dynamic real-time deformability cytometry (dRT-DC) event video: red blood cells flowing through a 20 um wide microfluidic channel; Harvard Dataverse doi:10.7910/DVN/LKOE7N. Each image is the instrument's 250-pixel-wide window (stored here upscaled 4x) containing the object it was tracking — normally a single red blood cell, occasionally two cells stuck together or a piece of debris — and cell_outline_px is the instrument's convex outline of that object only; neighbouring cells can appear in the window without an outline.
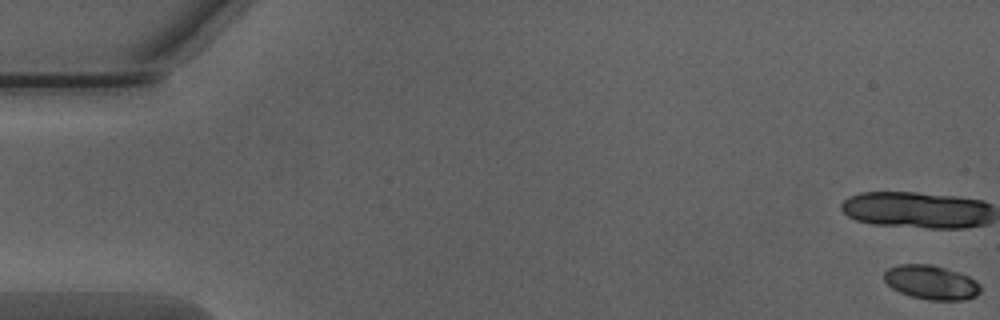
{"species": "Egyptian fruit bat (a non-hibernating species)", "species_latin": "Rousettus aegyptiacus", "temperature_condition": "warm", "stored_images_in_passage": 20, "camera_frame_rate_fps": 3000, "um_per_image_px": 0.085, "animal": {"sex": "male"}, "frame": {"image": 1, "passage_image": 1, "time_ms": 0.0, "image_size_px": [1000, 320], "cell_outline_px": [[980, 292], [976, 296], [964, 300], [928, 300], [912, 296], [900, 292], [892, 288], [884, 280], [884, 272], [888, 268], [900, 264], [932, 264], [968, 276], [976, 280], [980, 284]], "centroid_in_image_um": [79.15, 24.0], "position_along_channel_um": 5.8, "area_um2": 19.13}}